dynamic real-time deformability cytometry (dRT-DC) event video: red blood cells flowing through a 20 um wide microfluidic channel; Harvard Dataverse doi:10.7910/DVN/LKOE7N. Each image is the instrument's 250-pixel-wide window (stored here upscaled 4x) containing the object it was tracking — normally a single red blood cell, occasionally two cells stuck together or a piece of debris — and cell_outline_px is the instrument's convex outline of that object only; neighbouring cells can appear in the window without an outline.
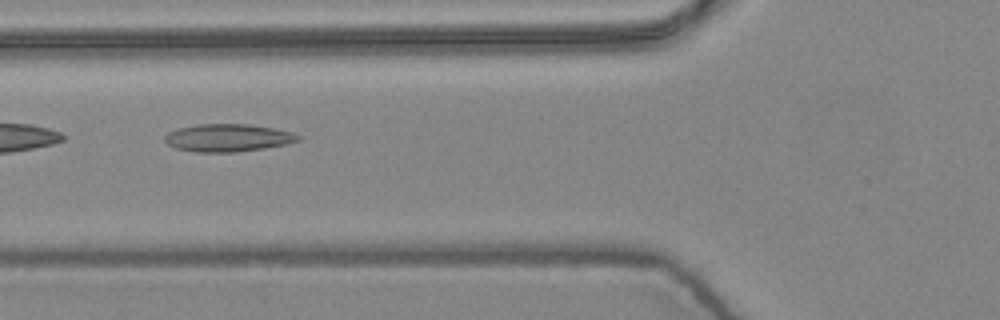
{"species": "common noctule bat (a hibernating species)", "species_latin": "Nyctalus noctula", "temperature_condition": "warm", "stored_images_in_passage": 6, "camera_frame_rate_fps": 3000, "um_per_image_px": 0.085, "animal": {"sex": "female", "body_mass_g": 24.6, "forearm_length_mm": 56.2}, "frame": {"image": 1, "passage_image": 3, "time_ms": 0.667, "image_size_px": [1000, 320], "cell_outline_px": [[300, 140], [288, 144], [264, 148], [236, 152], [196, 152], [176, 148], [168, 144], [164, 140], [164, 136], [168, 132], [180, 128], [196, 124], [248, 124], [272, 128], [292, 132], [300, 136]], "centroid_in_image_um": [19.37, 11.71], "position_along_channel_um": 106.4, "area_um2": 21.44}}
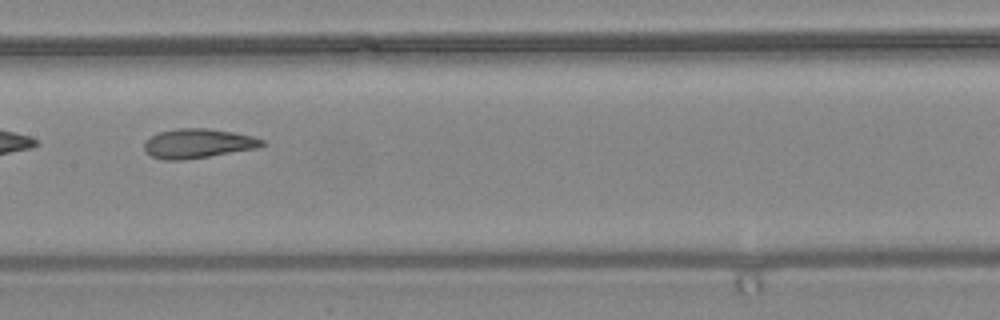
{"frame": {"image": 2, "passage_image": 5, "time_ms": 1.333, "image_size_px": [1000, 320], "cell_outline_px": [[268, 144], [256, 148], [208, 156], [180, 160], [164, 160], [152, 156], [144, 152], [144, 140], [160, 132], [176, 128], [208, 128], [232, 132], [252, 136], [264, 140]], "centroid_in_image_um": [16.8, 12.19], "position_along_channel_um": 190.6, "area_um2": 20.11}}
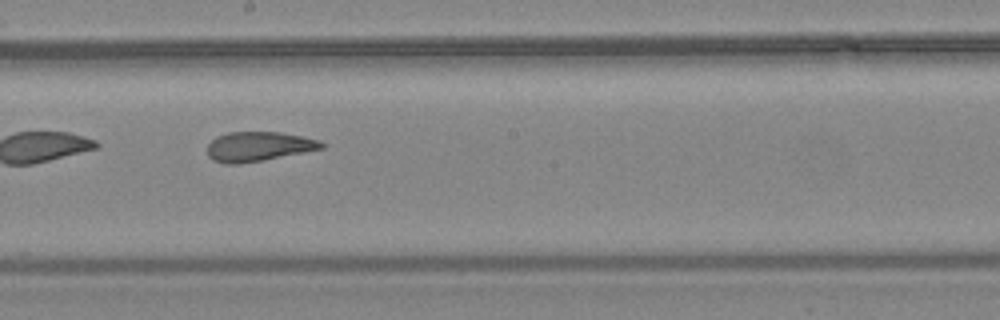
{"frame": {"image": 3, "passage_image": 6, "time_ms": 1.667, "image_size_px": [1000, 320], "cell_outline_px": [[328, 144], [324, 148], [264, 160], [236, 164], [224, 164], [212, 160], [208, 156], [208, 144], [216, 136], [228, 132], [280, 132], [320, 140]], "centroid_in_image_um": [21.98, 12.45], "position_along_channel_um": 226.2, "area_um2": 19.77}}